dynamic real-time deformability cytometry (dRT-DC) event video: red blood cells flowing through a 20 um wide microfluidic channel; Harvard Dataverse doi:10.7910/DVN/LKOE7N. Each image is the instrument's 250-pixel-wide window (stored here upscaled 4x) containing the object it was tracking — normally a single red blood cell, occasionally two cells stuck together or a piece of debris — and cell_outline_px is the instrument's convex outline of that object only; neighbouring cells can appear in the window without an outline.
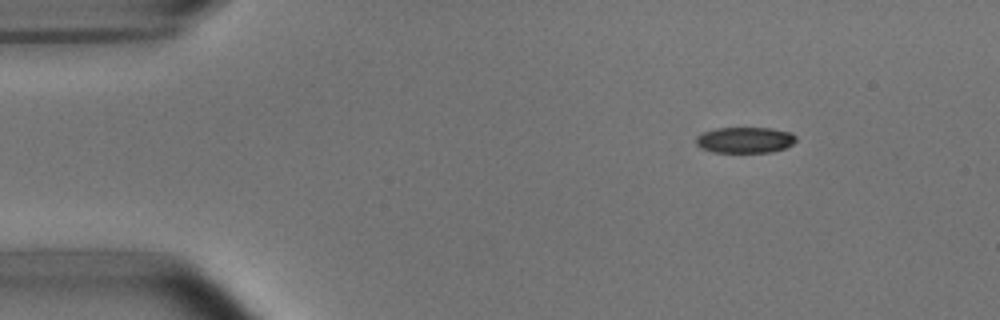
{"species": "common noctule bat (a hibernating species)", "species_latin": "Nyctalus noctula", "temperature_condition": "room temperature", "stored_images_in_passage": 3, "camera_frame_rate_fps": 3000, "um_per_image_px": 0.085, "animal": {"sex": "male", "body_mass_g": 15.6}, "frame": {"image": 1, "passage_image": 1, "time_ms": 0.0, "image_size_px": [1000, 320], "cell_outline_px": [[796, 140], [792, 144], [784, 148], [772, 152], [712, 152], [700, 148], [696, 144], [696, 136], [704, 132], [716, 128], [772, 128], [792, 132], [796, 136]], "centroid_in_image_um": [63.32, 11.9], "position_along_channel_um": 21.7, "area_um2": 15.2}}